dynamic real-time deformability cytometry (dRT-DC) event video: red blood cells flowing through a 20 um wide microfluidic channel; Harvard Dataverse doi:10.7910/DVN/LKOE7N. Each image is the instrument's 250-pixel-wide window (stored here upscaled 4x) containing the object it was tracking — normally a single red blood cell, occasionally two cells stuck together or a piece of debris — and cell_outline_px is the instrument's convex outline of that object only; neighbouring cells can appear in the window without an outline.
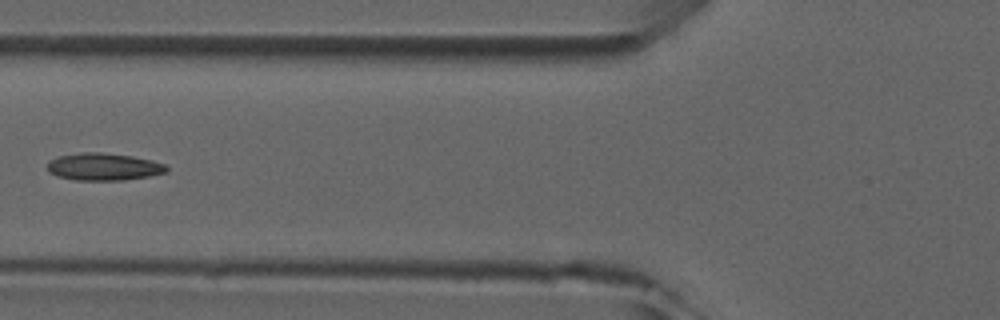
{"species": "common noctule bat (a hibernating species)", "species_latin": "Nyctalus noctula", "temperature_condition": "room temperature", "stored_images_in_passage": 5, "camera_frame_rate_fps": 3000, "um_per_image_px": 0.085, "animal": {"sex": "male", "forearm_length_mm": 52.5}, "frame": {"image": 1, "passage_image": 5, "time_ms": 5.333, "image_size_px": [1000, 320], "cell_outline_px": [[168, 172], [148, 176], [124, 180], [76, 180], [56, 176], [48, 172], [48, 160], [60, 156], [80, 152], [100, 152], [132, 156], [152, 160], [164, 164], [168, 168]], "centroid_in_image_um": [8.79, 14.17], "position_along_channel_um": 117.0, "area_um2": 19.02}}